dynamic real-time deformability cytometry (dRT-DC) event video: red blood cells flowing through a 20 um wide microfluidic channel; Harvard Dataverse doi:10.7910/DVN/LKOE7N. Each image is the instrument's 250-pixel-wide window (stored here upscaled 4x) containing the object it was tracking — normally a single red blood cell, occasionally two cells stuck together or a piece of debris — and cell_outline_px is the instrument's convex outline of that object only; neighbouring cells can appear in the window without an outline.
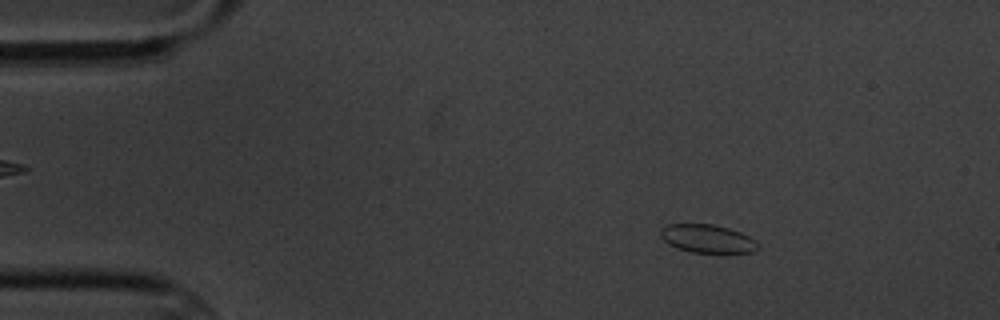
{"species": "common noctule bat (a hibernating species)", "species_latin": "Nyctalus noctula", "temperature_condition": "cold", "stored_images_in_passage": 11, "camera_frame_rate_fps": 3000, "um_per_image_px": 0.085, "animal": {"sex": "male", "body_mass_g": 20.1, "forearm_length_mm": 53.5}, "frame": {"image": 1, "passage_image": 1, "time_ms": 0.0, "image_size_px": [1000, 320], "cell_outline_px": [[760, 248], [752, 252], [692, 252], [676, 248], [668, 244], [660, 236], [660, 228], [668, 224], [712, 224], [728, 228], [740, 232], [756, 240]], "centroid_in_image_um": [60.11, 20.28], "position_along_channel_um": 24.9, "area_um2": 16.01}}
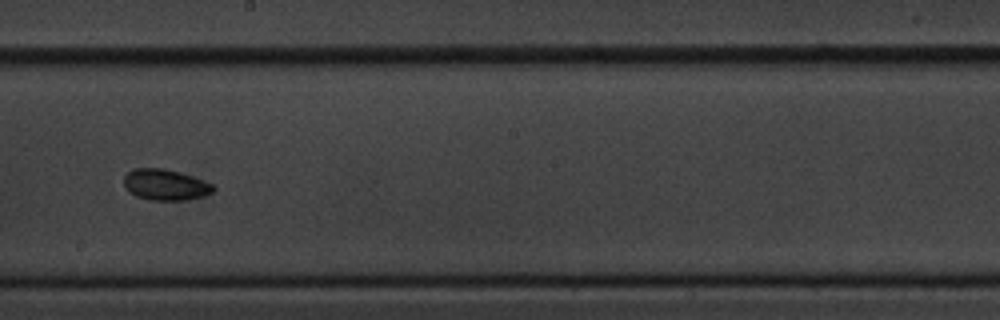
{"frame": {"image": 2, "passage_image": 7, "time_ms": 8.0, "image_size_px": [1000, 320], "cell_outline_px": [[216, 188], [212, 192], [204, 196], [188, 200], [148, 200], [136, 196], [128, 192], [124, 184], [124, 176], [132, 168], [164, 168], [180, 172], [204, 180], [212, 184]], "centroid_in_image_um": [14.05, 15.7], "position_along_channel_um": 234.2, "area_um2": 16.36}}
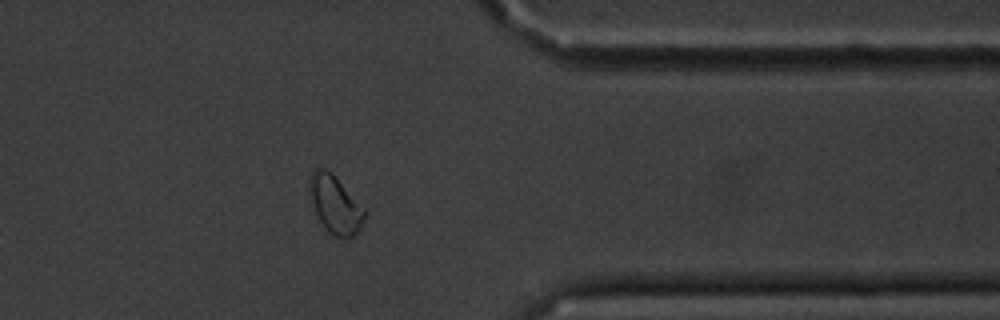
{"frame": {"image": 3, "passage_image": 11, "time_ms": 12.667, "image_size_px": [1000, 320], "cell_outline_px": [[368, 212], [360, 228], [352, 236], [336, 236], [328, 232], [324, 228], [316, 216], [312, 204], [308, 184], [308, 176], [316, 168], [324, 168], [332, 172], [368, 208]], "centroid_in_image_um": [28.52, 17.33], "position_along_channel_um": 382.9, "area_um2": 19.19}, "authors_computed_cell_mechanics": {"area_um2": 15.9528, "velocity_mm_per_s": 3.4339, "shape_relaxation_time_tau1_ms": 4.1152, "shape_relaxation_time_tau2_ms": 2.6952, "deformation_change_tau1": 0.0538, "deformation_change_tau2": 0.0684}}